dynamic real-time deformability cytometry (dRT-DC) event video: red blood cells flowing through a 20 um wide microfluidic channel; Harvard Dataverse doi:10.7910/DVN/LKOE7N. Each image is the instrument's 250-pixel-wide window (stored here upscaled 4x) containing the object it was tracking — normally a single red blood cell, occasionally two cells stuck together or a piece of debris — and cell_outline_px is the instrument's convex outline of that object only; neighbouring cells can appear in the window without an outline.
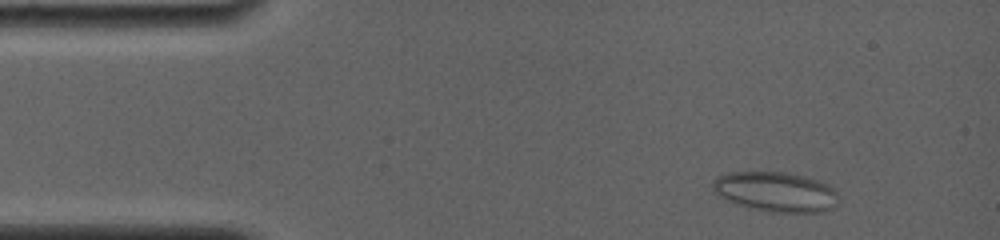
{"species": "common noctule bat (a hibernating species)", "species_latin": "Nyctalus noctula", "temperature_condition": "room temperature", "stored_images_in_passage": 28, "camera_frame_rate_fps": 4000, "um_per_image_px": 0.085, "animal": {"sex": "female", "body_mass_g": 19.0, "forearm_length_mm": 56.7}, "frame": {"image": 1, "passage_image": 2, "time_ms": 0.5, "image_size_px": [1000, 240], "cell_outline_px": [[836, 204], [832, 208], [820, 212], [768, 212], [740, 204], [728, 200], [712, 192], [712, 180], [716, 176], [728, 172], [784, 172], [816, 180], [828, 184], [836, 188]], "centroid_in_image_um": [65.9, 16.29], "position_along_channel_um": 19.1, "area_um2": 29.02}}
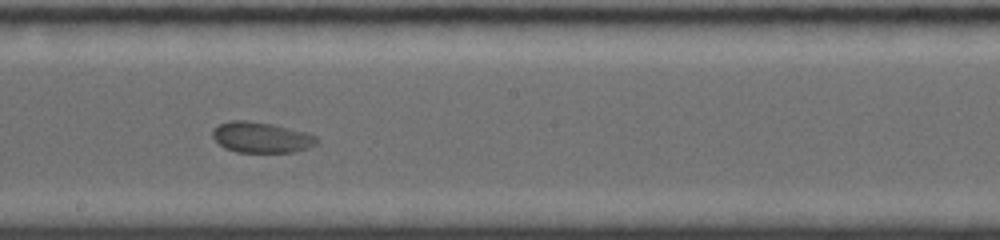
{"frame": {"image": 2, "passage_image": 14, "time_ms": 8.0, "image_size_px": [1000, 240], "cell_outline_px": [[320, 140], [316, 144], [292, 152], [236, 152], [224, 148], [212, 136], [212, 128], [228, 120], [248, 120], [272, 124], [304, 132], [316, 136]], "centroid_in_image_um": [22.16, 11.67], "position_along_channel_um": 226.0, "area_um2": 18.55}}
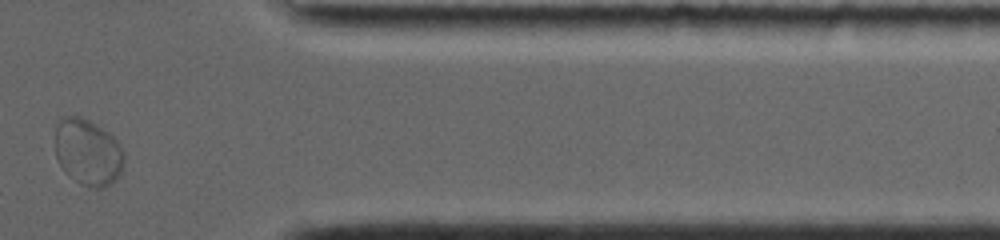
{"frame": {"image": 3, "passage_image": 25, "time_ms": 13.0, "image_size_px": [1000, 240], "cell_outline_px": [[124, 164], [120, 176], [116, 180], [100, 188], [96, 188], [80, 184], [68, 176], [64, 172], [56, 156], [56, 128], [60, 116], [80, 116], [88, 120], [108, 132], [120, 144], [124, 152]], "centroid_in_image_um": [7.48, 12.94], "position_along_channel_um": 403.9, "area_um2": 26.82}}